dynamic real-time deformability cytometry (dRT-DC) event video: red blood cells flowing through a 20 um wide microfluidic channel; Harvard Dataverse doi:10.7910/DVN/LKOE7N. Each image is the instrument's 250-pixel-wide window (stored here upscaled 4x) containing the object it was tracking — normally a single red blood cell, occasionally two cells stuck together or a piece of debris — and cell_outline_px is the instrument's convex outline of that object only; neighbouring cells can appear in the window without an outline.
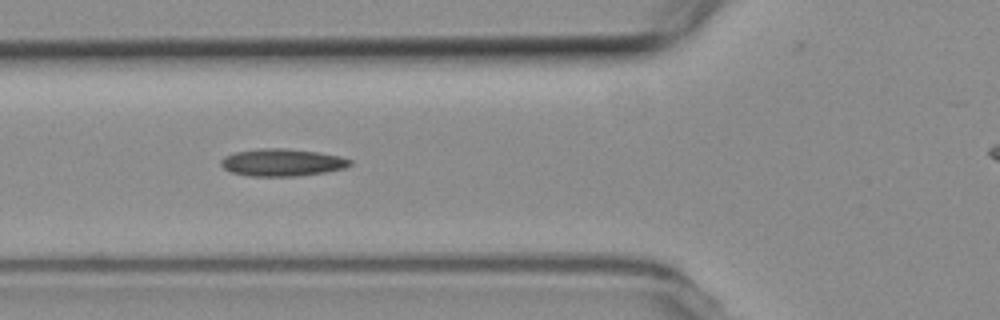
{"species": "common noctule bat (a hibernating species)", "species_latin": "Nyctalus noctula", "temperature_condition": "room temperature", "stored_images_in_passage": 10, "segment_of_instrument_passage": [1, 2], "camera_frame_rate_fps": 3000, "um_per_image_px": 0.085, "animal": {"sex": "female", "body_mass_g": 19.3, "forearm_length_mm": 54.1}, "frame": {"image": 1, "passage_image": 5, "time_ms": 4.667, "image_size_px": [1000, 320], "cell_outline_px": [[352, 164], [348, 168], [324, 172], [296, 176], [248, 176], [232, 172], [224, 168], [220, 164], [220, 160], [224, 156], [236, 152], [260, 148], [284, 148], [316, 152], [340, 156], [352, 160]], "centroid_in_image_um": [23.99, 13.81], "position_along_channel_um": 101.8, "area_um2": 20.58}}
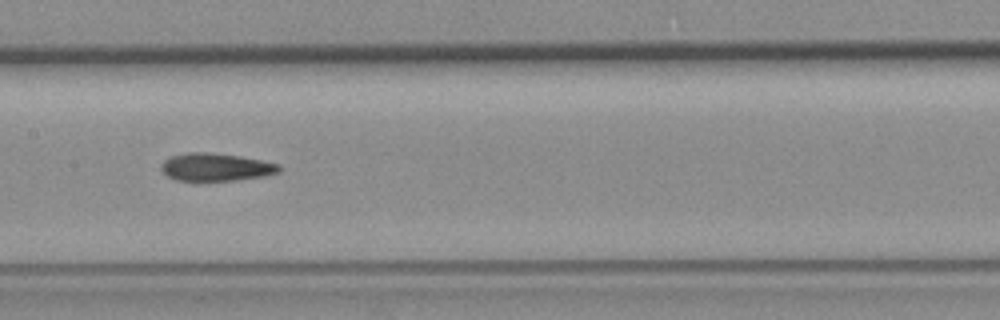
{"frame": {"image": 2, "passage_image": 7, "time_ms": 7.0, "image_size_px": [1000, 320], "cell_outline_px": [[280, 172], [264, 176], [236, 180], [176, 180], [168, 176], [160, 168], [160, 164], [164, 160], [172, 156], [188, 152], [204, 152], [240, 156], [280, 164]], "centroid_in_image_um": [18.35, 14.2], "position_along_channel_um": 189.1, "area_um2": 18.9}}
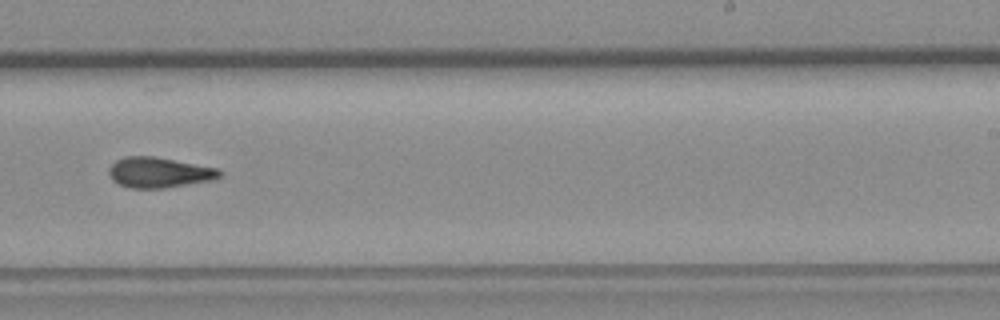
{"frame": {"image": 3, "passage_image": 9, "time_ms": 9.333, "image_size_px": [1000, 320], "cell_outline_px": [[224, 172], [220, 176], [212, 180], [164, 188], [132, 188], [120, 184], [112, 180], [108, 172], [108, 168], [116, 160], [124, 156], [156, 156], [220, 168]], "centroid_in_image_um": [13.55, 14.64], "position_along_channel_um": 275.5, "area_um2": 19.83}}